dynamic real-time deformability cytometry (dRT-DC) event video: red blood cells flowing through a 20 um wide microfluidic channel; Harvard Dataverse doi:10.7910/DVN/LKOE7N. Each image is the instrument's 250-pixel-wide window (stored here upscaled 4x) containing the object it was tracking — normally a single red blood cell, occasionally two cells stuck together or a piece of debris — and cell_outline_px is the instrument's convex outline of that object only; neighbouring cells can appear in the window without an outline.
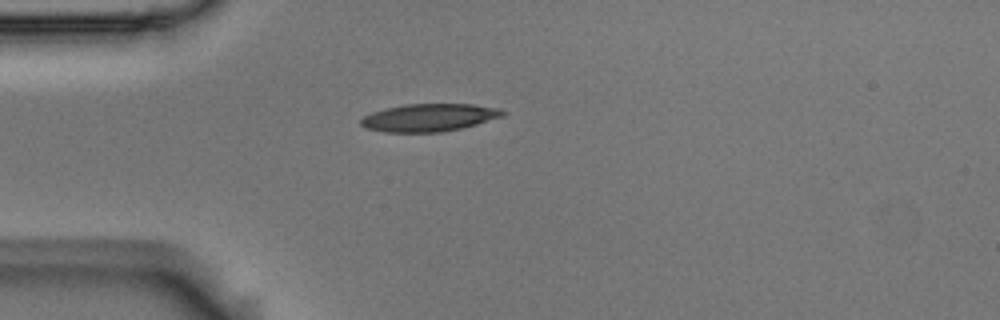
{"species": "Egyptian fruit bat (a non-hibernating species)", "species_latin": "Rousettus aegyptiacus", "temperature_condition": "room temperature", "stored_images_in_passage": 1, "camera_frame_rate_fps": 3000, "um_per_image_px": 0.085, "animal": {"sex": "male"}, "frame": {"image": 1, "passage_image": 1, "time_ms": 0.0, "image_size_px": [1000, 320], "cell_outline_px": [[508, 112], [504, 116], [476, 124], [460, 128], [440, 132], [384, 132], [364, 128], [360, 124], [360, 120], [364, 116], [372, 112], [404, 104], [472, 104], [500, 108]], "centroid_in_image_um": [36.49, 9.99], "position_along_channel_um": 48.5, "area_um2": 22.89}}